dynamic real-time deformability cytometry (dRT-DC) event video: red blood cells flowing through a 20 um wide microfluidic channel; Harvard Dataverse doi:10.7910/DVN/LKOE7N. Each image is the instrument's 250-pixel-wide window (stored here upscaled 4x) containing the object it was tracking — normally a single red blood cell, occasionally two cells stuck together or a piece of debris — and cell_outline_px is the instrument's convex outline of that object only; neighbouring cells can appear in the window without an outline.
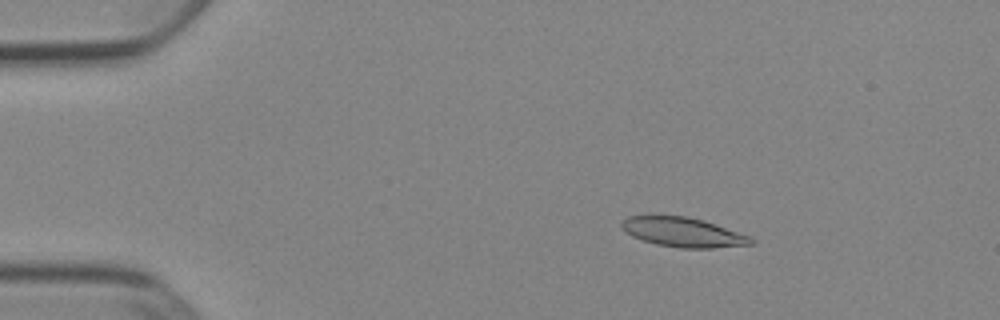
{"species": "Egyptian fruit bat (a non-hibernating species)", "species_latin": "Rousettus aegyptiacus", "temperature_condition": "cold", "stored_images_in_passage": 21, "camera_frame_rate_fps": 3000, "um_per_image_px": 0.085, "animal": {"sex": "female"}, "frame": {"image": 1, "passage_image": 9, "time_ms": 2.667, "image_size_px": [1000, 320], "cell_outline_px": [[756, 240], [752, 244], [712, 248], [680, 248], [656, 244], [632, 236], [620, 228], [620, 224], [628, 216], [648, 212], [684, 216], [704, 220], [752, 236]], "centroid_in_image_um": [58.01, 19.69], "position_along_channel_um": 27.0, "area_um2": 23.06}}
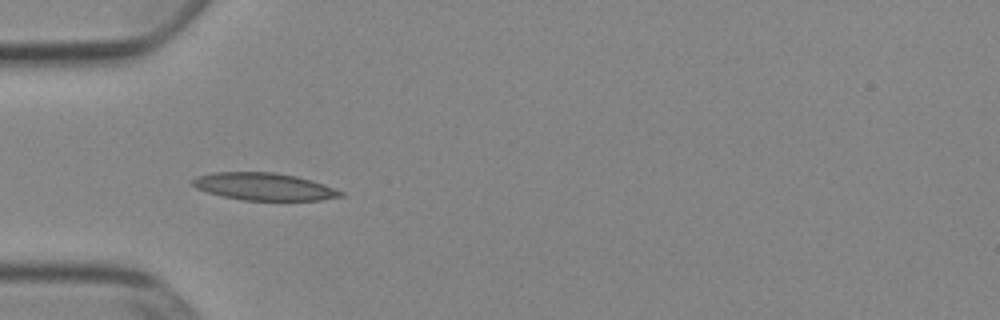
{"frame": {"image": 2, "passage_image": 17, "time_ms": 5.333, "image_size_px": [1000, 320], "cell_outline_px": [[344, 196], [320, 200], [244, 200], [224, 196], [208, 192], [196, 188], [192, 184], [192, 180], [196, 176], [212, 172], [276, 172], [296, 176], [312, 180], [324, 184], [344, 192]], "centroid_in_image_um": [22.45, 15.85], "position_along_channel_um": 62.5, "area_um2": 23.58}}
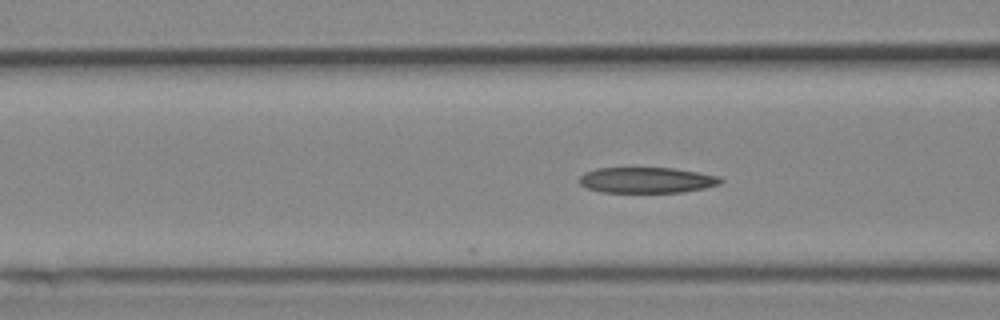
{"frame": {"image": 3, "passage_image": 21, "time_ms": 6.667, "image_size_px": [1000, 320], "cell_outline_px": [[724, 180], [720, 184], [704, 188], [684, 192], [604, 192], [588, 188], [580, 184], [576, 180], [584, 172], [596, 168], [672, 168], [700, 172], [720, 176]], "centroid_in_image_um": [54.98, 15.3], "position_along_channel_um": 111.6, "area_um2": 21.33}}